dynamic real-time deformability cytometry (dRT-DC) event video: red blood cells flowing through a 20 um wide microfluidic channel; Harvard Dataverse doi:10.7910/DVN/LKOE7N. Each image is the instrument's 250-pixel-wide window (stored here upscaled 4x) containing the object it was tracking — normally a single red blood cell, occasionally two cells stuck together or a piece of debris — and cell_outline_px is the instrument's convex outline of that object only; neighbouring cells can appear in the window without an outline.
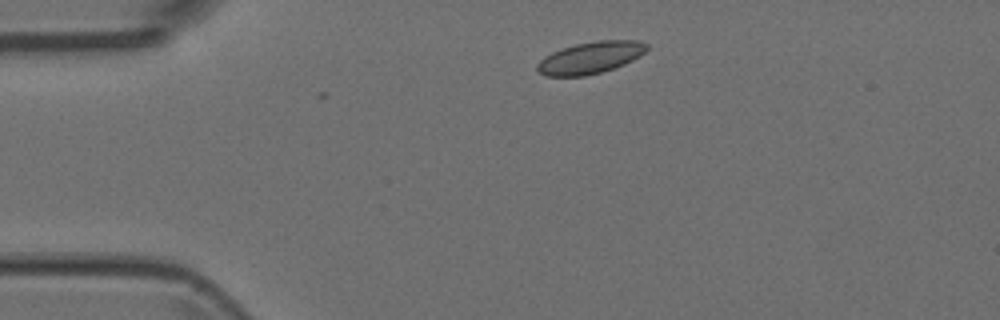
{"species": "Egyptian fruit bat (a non-hibernating species)", "species_latin": "Rousettus aegyptiacus", "temperature_condition": "room temperature", "stored_images_in_passage": 4, "camera_frame_rate_fps": 3000, "um_per_image_px": 0.085, "animal": {"sex": "female"}, "frame": {"image": 1, "passage_image": 1, "time_ms": 0.0, "image_size_px": [1000, 320], "cell_outline_px": [[648, 48], [640, 56], [624, 64], [600, 72], [584, 76], [544, 76], [536, 72], [536, 64], [544, 56], [552, 52], [576, 44], [596, 40], [640, 40], [648, 44]], "centroid_in_image_um": [50.16, 4.9], "position_along_channel_um": 34.8, "area_um2": 20.4}}